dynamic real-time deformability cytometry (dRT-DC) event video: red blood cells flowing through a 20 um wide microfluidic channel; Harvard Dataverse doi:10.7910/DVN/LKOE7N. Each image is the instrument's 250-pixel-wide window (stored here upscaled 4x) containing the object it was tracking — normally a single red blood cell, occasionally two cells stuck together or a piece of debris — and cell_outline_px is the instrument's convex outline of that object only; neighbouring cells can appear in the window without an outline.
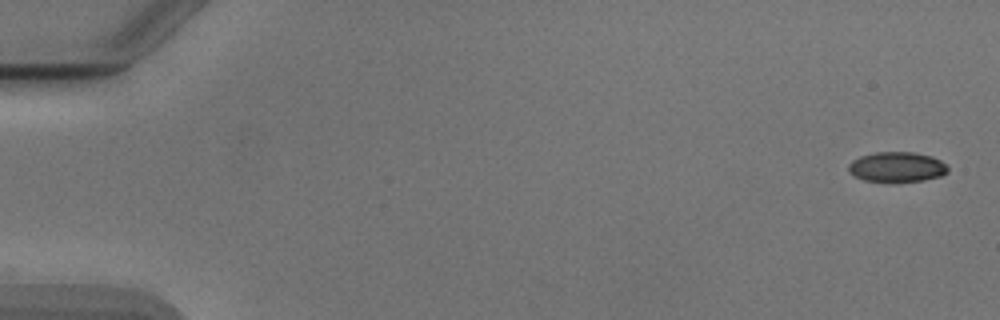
{"species": "Egyptian fruit bat (a non-hibernating species)", "species_latin": "Rousettus aegyptiacus", "temperature_condition": "cold", "stored_images_in_passage": 52, "camera_frame_rate_fps": 3000, "um_per_image_px": 0.085, "animal": {"sex": "male"}, "frame": {"image": 1, "passage_image": 1, "time_ms": 0.0, "image_size_px": [1000, 320], "cell_outline_px": [[948, 172], [940, 176], [924, 180], [892, 184], [864, 180], [852, 176], [848, 172], [848, 164], [852, 160], [860, 156], [876, 152], [912, 152], [932, 156], [948, 164]], "centroid_in_image_um": [76.21, 14.22], "position_along_channel_um": 8.8, "area_um2": 18.09}}
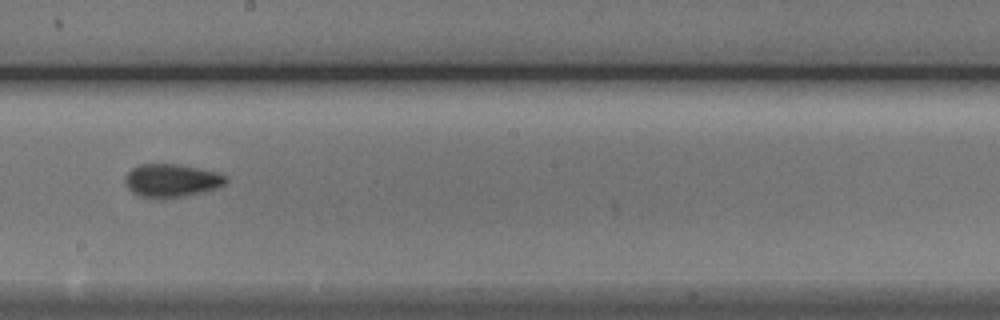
{"frame": {"image": 2, "passage_image": 30, "time_ms": 9.667, "image_size_px": [1000, 320], "cell_outline_px": [[228, 180], [224, 184], [216, 188], [200, 192], [160, 200], [140, 196], [132, 192], [128, 188], [124, 180], [128, 172], [132, 168], [140, 164], [176, 164], [216, 172], [228, 176]], "centroid_in_image_um": [14.55, 15.35], "position_along_channel_um": 233.7, "area_um2": 19.36}}
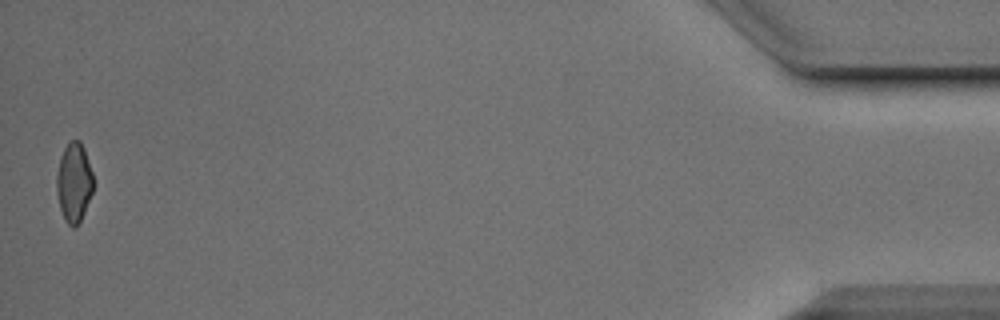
{"frame": {"image": 3, "passage_image": 52, "time_ms": 17.0, "image_size_px": [1000, 320], "cell_outline_px": [[92, 192], [84, 212], [76, 228], [72, 228], [64, 220], [60, 208], [56, 192], [56, 176], [60, 156], [68, 140], [80, 140], [84, 148], [92, 172]], "centroid_in_image_um": [6.26, 15.5], "position_along_channel_um": 428.9, "area_um2": 16.99}, "authors_computed_cell_mechanics": {"area_um2": 18.2937, "velocity_mm_per_s": 3.9115, "shape_relaxation_time_tau1_ms": 4.8826, "shape_relaxation_time_tau2_ms": 2.0124, "deformation_change_tau1": 0.1283, "deformation_change_tau2": 0.0571}}